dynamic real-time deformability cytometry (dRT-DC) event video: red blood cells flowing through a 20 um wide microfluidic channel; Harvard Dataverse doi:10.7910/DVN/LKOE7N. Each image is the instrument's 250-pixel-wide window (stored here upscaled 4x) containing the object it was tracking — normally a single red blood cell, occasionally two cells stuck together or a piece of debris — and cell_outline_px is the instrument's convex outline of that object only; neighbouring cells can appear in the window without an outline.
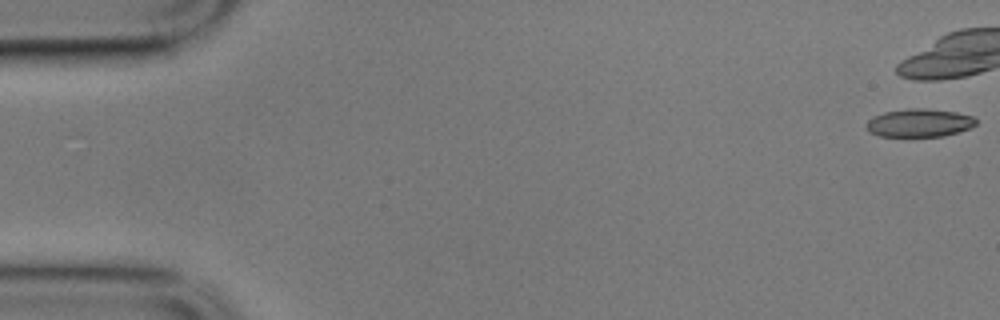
{"species": "common noctule bat (a hibernating species)", "species_latin": "Nyctalus noctula", "temperature_condition": "cold", "stored_images_in_passage": 8, "camera_frame_rate_fps": 3000, "um_per_image_px": 0.085, "animal": {"sex": "male", "body_mass_g": 17.9}, "frame": {"image": 1, "passage_image": 1, "time_ms": 0.0, "image_size_px": [1000, 320], "cell_outline_px": [[976, 124], [968, 128], [944, 136], [880, 136], [868, 132], [868, 120], [872, 116], [884, 112], [908, 108], [924, 108], [956, 112], [972, 116], [976, 120]], "centroid_in_image_um": [78.11, 10.43], "position_along_channel_um": 6.9, "area_um2": 17.8}}